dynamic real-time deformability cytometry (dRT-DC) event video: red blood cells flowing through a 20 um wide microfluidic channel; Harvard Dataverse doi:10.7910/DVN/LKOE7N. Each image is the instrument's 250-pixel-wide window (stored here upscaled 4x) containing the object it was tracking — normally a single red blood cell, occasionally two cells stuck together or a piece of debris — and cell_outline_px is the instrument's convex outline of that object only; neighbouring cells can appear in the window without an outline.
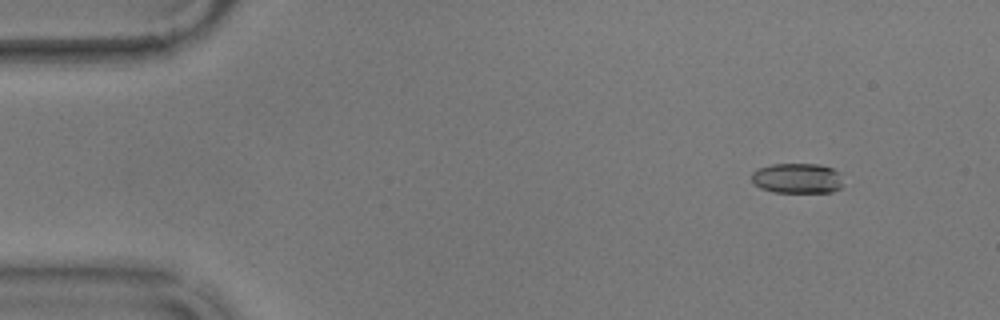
{"species": "common noctule bat (a hibernating species)", "species_latin": "Nyctalus noctula", "temperature_condition": "warm", "stored_images_in_passage": 29, "camera_frame_rate_fps": 3000, "um_per_image_px": 0.085, "animal": {"sex": "male", "body_mass_g": 17.9}, "frame": {"image": 1, "passage_image": 6, "time_ms": 1.667, "image_size_px": [1000, 320], "cell_outline_px": [[844, 184], [840, 188], [832, 192], [772, 192], [760, 188], [752, 180], [752, 172], [760, 168], [772, 164], [820, 164], [832, 168], [840, 172]], "centroid_in_image_um": [67.82, 15.15], "position_along_channel_um": 17.2, "area_um2": 16.24}}
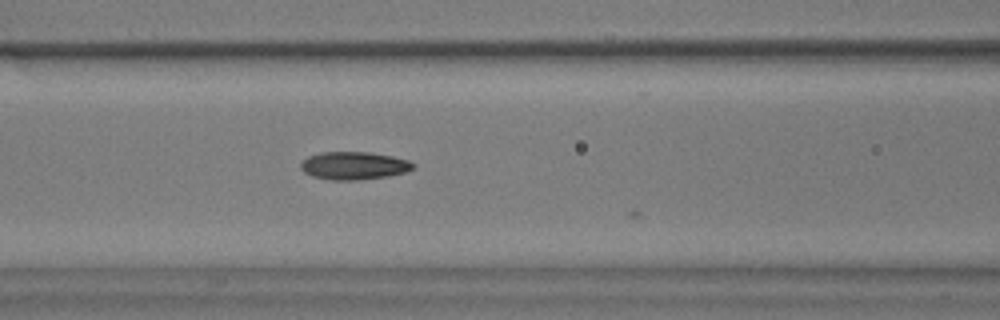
{"frame": {"image": 2, "passage_image": 24, "time_ms": 7.667, "image_size_px": [1000, 320], "cell_outline_px": [[416, 164], [412, 168], [404, 172], [388, 176], [360, 180], [332, 180], [312, 176], [304, 172], [300, 168], [300, 164], [308, 156], [320, 152], [368, 152], [392, 156], [408, 160]], "centroid_in_image_um": [30.06, 14.08], "position_along_channel_um": 136.5, "area_um2": 18.21}}
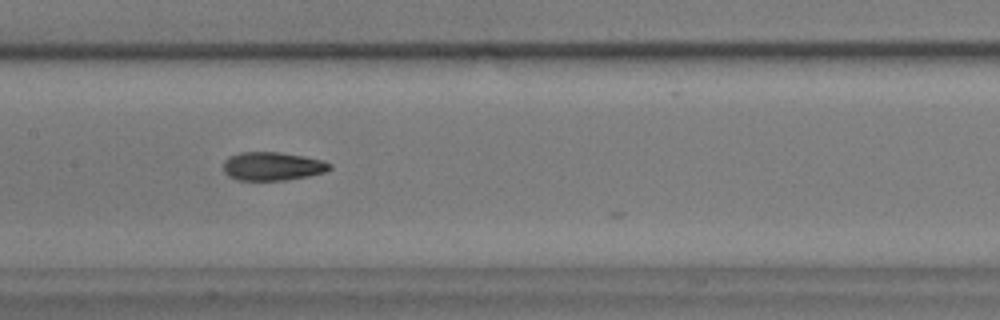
{"frame": {"image": 3, "passage_image": 28, "time_ms": 9.0, "image_size_px": [1000, 320], "cell_outline_px": [[332, 168], [324, 172], [308, 176], [284, 180], [236, 180], [228, 176], [224, 172], [224, 160], [228, 156], [240, 152], [280, 152], [304, 156], [320, 160], [332, 164]], "centroid_in_image_um": [23.13, 14.13], "position_along_channel_um": 184.3, "area_um2": 17.69}}